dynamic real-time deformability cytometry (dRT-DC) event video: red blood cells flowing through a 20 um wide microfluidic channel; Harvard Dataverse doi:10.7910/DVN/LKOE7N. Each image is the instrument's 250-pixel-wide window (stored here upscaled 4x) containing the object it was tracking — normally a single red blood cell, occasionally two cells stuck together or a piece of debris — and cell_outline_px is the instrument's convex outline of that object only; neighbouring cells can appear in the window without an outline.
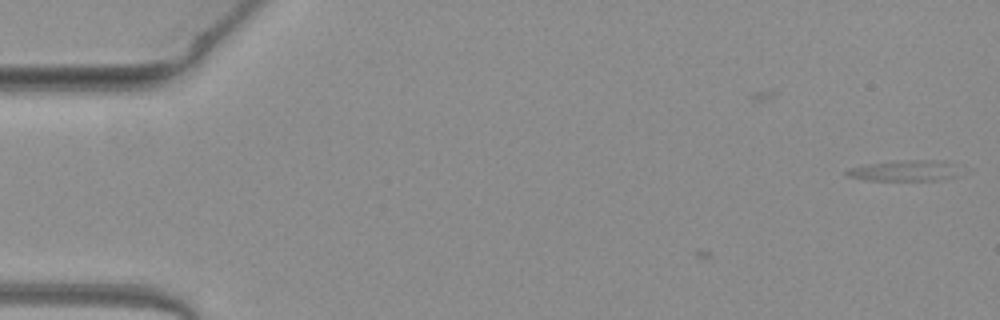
{"species": "common noctule bat (a hibernating species)", "species_latin": "Nyctalus noctula", "temperature_condition": "warm", "stored_images_in_passage": 11, "camera_frame_rate_fps": 3000, "um_per_image_px": 0.085, "animal": {"sex": "female", "body_mass_g": 19.3, "forearm_length_mm": 54.1}, "frame": {"image": 1, "passage_image": 1, "time_ms": 0.0, "image_size_px": [1000, 320], "cell_outline_px": [[956, 176], [940, 180], [864, 180], [848, 176], [844, 172], [852, 168], [872, 164], [912, 160], [932, 160], [944, 164]], "centroid_in_image_um": [76.7, 14.54], "position_along_channel_um": 8.3, "area_um2": 12.48}}